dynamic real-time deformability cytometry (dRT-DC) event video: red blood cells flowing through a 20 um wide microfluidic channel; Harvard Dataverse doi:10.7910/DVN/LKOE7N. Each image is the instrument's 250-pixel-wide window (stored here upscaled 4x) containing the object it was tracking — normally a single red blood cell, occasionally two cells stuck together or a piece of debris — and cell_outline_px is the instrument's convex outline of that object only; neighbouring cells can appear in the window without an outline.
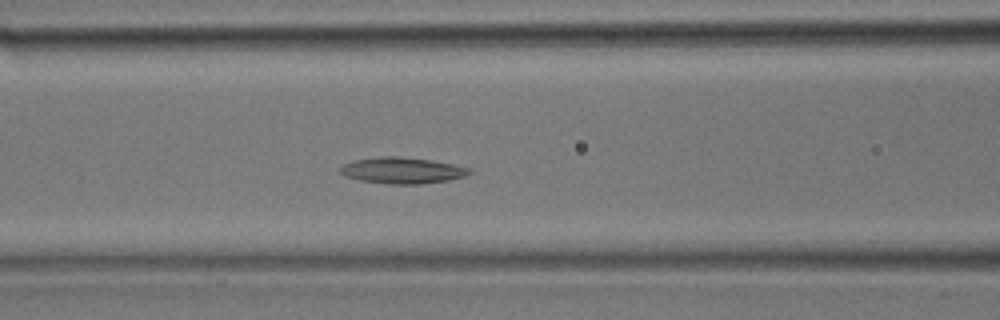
{"species": "common noctule bat (a hibernating species)", "species_latin": "Nyctalus noctula", "temperature_condition": "room temperature", "stored_images_in_passage": 34, "camera_frame_rate_fps": 3000, "um_per_image_px": 0.085, "animal": {"sex": "male", "body_mass_g": 17.9}, "frame": {"image": 1, "passage_image": 14, "time_ms": 4.333, "image_size_px": [1000, 320], "cell_outline_px": [[472, 172], [464, 176], [448, 180], [420, 184], [388, 184], [360, 180], [344, 176], [340, 172], [340, 168], [344, 164], [356, 160], [380, 156], [400, 156], [432, 160], [472, 168]], "centroid_in_image_um": [34.2, 14.48], "position_along_channel_um": 132.4, "area_um2": 19.71}}
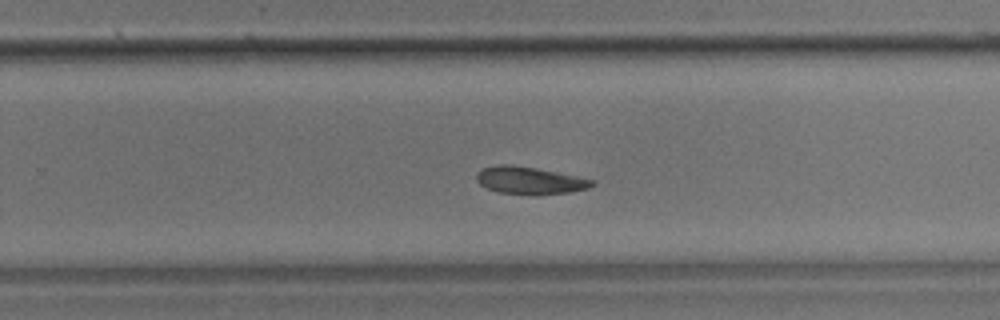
{"frame": {"image": 2, "passage_image": 22, "time_ms": 7.0, "image_size_px": [1000, 320], "cell_outline_px": [[596, 184], [588, 188], [572, 192], [536, 196], [500, 192], [488, 188], [480, 184], [476, 180], [476, 172], [484, 168], [500, 164], [512, 164], [536, 168], [596, 180]], "centroid_in_image_um": [45.06, 15.35], "position_along_channel_um": 284.7, "area_um2": 18.67}}
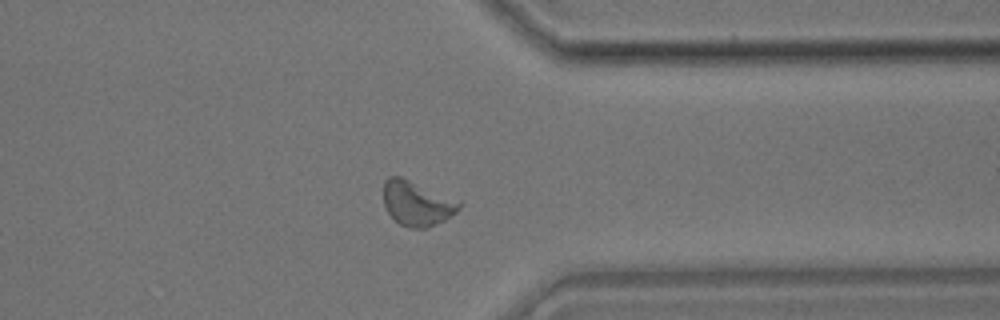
{"frame": {"image": 3, "passage_image": 27, "time_ms": 8.667, "image_size_px": [1000, 320], "cell_outline_px": [[464, 204], [456, 212], [444, 220], [428, 228], [412, 228], [400, 224], [388, 212], [384, 204], [384, 180], [388, 176], [400, 176], [460, 200]], "centroid_in_image_um": [35.47, 17.27], "position_along_channel_um": 375.9, "area_um2": 19.77}}